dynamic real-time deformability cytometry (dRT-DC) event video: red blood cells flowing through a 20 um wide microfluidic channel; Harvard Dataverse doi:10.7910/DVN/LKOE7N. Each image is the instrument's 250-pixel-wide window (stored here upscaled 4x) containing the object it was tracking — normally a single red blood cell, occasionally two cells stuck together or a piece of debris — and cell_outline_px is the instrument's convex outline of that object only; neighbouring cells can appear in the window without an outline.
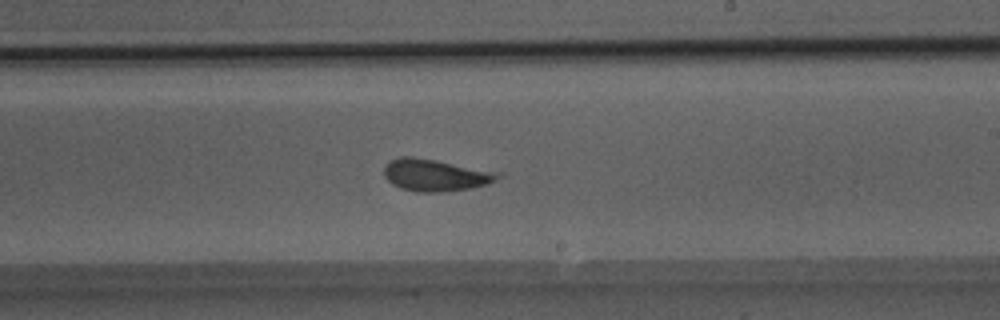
{"species": "Egyptian fruit bat (a non-hibernating species)", "species_latin": "Rousettus aegyptiacus", "temperature_condition": "room temperature", "stored_images_in_passage": 44, "camera_frame_rate_fps": 3000, "um_per_image_px": 0.085, "animal": {"sex": "male"}, "frame": {"image": 1, "passage_image": 24, "time_ms": 7.667, "image_size_px": [1000, 320], "cell_outline_px": [[504, 176], [488, 184], [472, 188], [444, 192], [416, 192], [400, 188], [392, 184], [384, 176], [384, 164], [400, 156], [412, 156], [436, 160], [504, 172]], "centroid_in_image_um": [37.07, 14.88], "position_along_channel_um": 251.9, "area_um2": 21.73}}
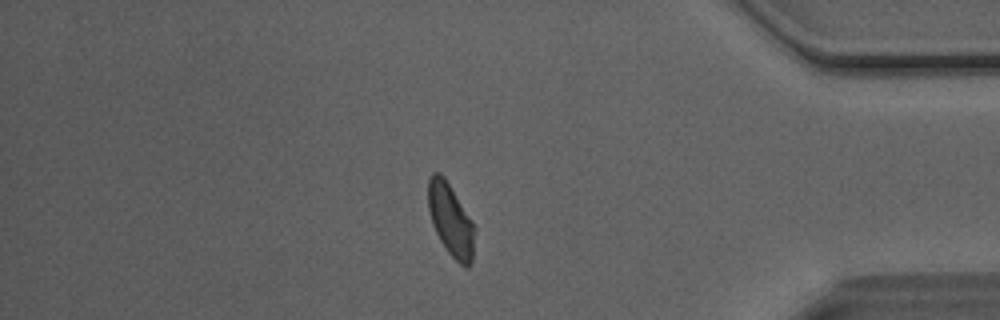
{"frame": {"image": 2, "passage_image": 37, "time_ms": 12.0, "image_size_px": [1000, 320], "cell_outline_px": [[472, 264], [468, 268], [460, 264], [448, 252], [440, 240], [432, 224], [428, 208], [428, 176], [432, 172], [440, 172], [444, 176], [472, 220]], "centroid_in_image_um": [38.26, 18.64], "position_along_channel_um": 396.9, "area_um2": 19.25}}
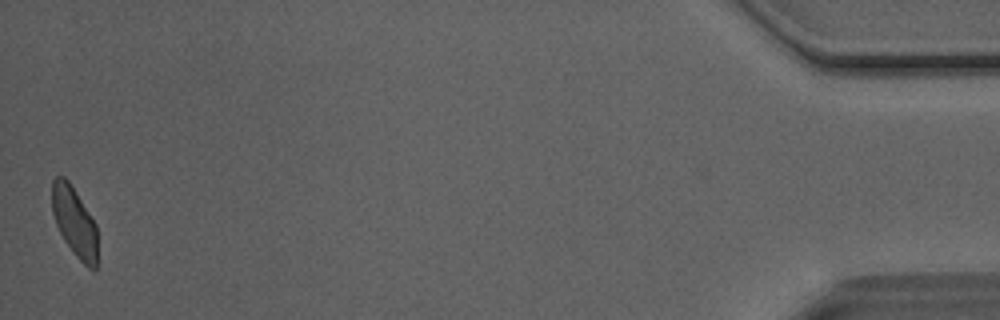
{"frame": {"image": 3, "passage_image": 44, "time_ms": 14.333, "image_size_px": [1000, 320], "cell_outline_px": [[96, 268], [88, 268], [76, 256], [64, 240], [56, 224], [52, 212], [52, 180], [56, 176], [64, 176], [68, 180], [96, 224]], "centroid_in_image_um": [6.3, 18.83], "position_along_channel_um": 428.9, "area_um2": 18.09}, "authors_computed_cell_mechanics": {"area_um2": 21.097, "velocity_mm_per_s": 4.0512, "shape_relaxation_time_tau1_ms": null, "shape_relaxation_time_tau2_ms": 1.0478, "deformation_change_tau1": null, "deformation_change_tau2": 0.0668}}